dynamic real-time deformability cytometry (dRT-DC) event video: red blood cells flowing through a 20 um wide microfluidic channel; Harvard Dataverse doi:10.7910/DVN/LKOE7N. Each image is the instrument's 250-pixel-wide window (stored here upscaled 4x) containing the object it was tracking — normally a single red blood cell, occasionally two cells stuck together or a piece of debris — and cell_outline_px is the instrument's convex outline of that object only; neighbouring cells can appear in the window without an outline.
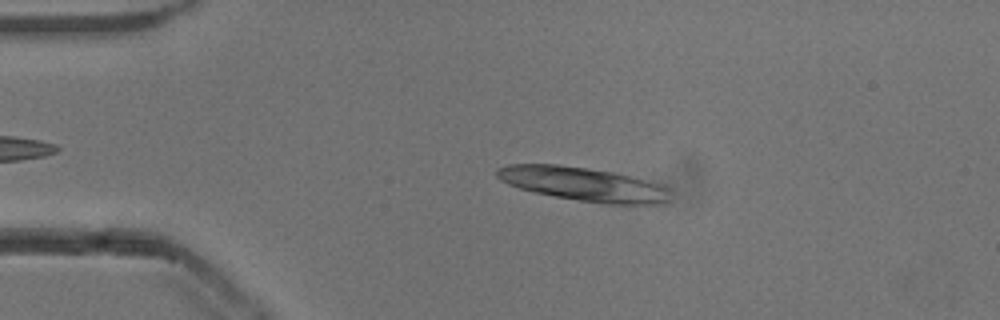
{"species": "common noctule bat (a hibernating species)", "species_latin": "Nyctalus noctula", "temperature_condition": "cold", "stored_images_in_passage": 43, "segment_of_instrument_passage": [1, 2], "camera_frame_rate_fps": 3000, "um_per_image_px": 0.085, "animal": {"sex": "male", "body_mass_g": 13.3}, "frame": {"image": 1, "passage_image": 7, "time_ms": 2.0, "image_size_px": [1000, 320], "cell_outline_px": [[668, 200], [664, 204], [604, 204], [532, 192], [508, 184], [500, 180], [496, 176], [496, 168], [508, 164], [556, 164], [612, 172], [632, 176], [668, 188]], "centroid_in_image_um": [49.53, 15.65], "position_along_channel_um": 35.5, "area_um2": 33.81}}